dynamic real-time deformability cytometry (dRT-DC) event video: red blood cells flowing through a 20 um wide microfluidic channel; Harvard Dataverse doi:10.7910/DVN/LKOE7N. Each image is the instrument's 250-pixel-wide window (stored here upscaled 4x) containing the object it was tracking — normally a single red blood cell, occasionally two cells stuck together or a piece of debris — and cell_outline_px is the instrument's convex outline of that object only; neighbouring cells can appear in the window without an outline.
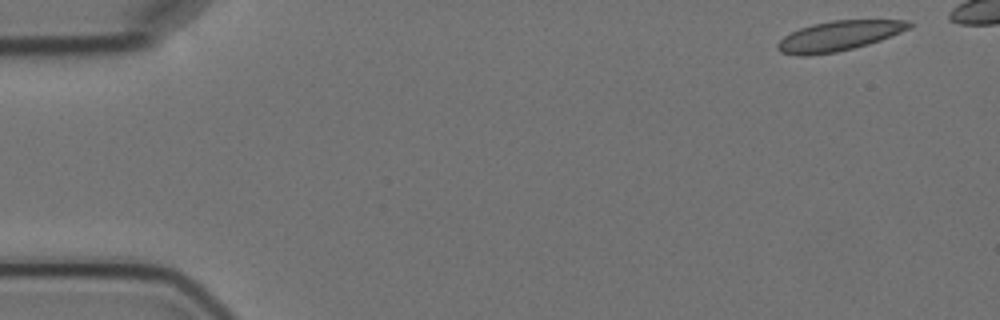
{"species": "Egyptian fruit bat (a non-hibernating species)", "species_latin": "Rousettus aegyptiacus", "temperature_condition": "cold", "stored_images_in_passage": 3, "camera_frame_rate_fps": 3000, "um_per_image_px": 0.085, "animal": {"sex": "female"}, "frame": {"image": 1, "passage_image": 1, "time_ms": 0.0, "image_size_px": [1000, 320], "cell_outline_px": [[912, 28], [880, 40], [868, 44], [836, 52], [808, 56], [800, 56], [780, 52], [776, 48], [776, 44], [784, 36], [800, 28], [812, 24], [832, 20], [908, 20], [912, 24]], "centroid_in_image_um": [71.29, 3.05], "position_along_channel_um": 13.7, "area_um2": 22.95}}